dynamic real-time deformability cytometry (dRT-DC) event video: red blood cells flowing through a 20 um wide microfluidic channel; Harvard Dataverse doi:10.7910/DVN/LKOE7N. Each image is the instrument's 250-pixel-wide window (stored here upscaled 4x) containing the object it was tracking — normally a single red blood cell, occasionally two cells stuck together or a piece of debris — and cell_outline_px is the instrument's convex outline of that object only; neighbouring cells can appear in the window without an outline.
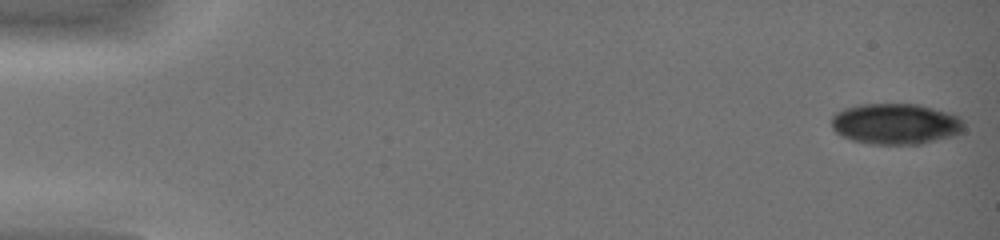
{"species": "common noctule bat (a hibernating species)", "species_latin": "Nyctalus noctula", "temperature_condition": "warm", "stored_images_in_passage": 44, "segment_of_instrument_passage": [1, 2], "camera_frame_rate_fps": 3000, "um_per_image_px": 0.085, "animal": {"sex": "female", "body_mass_g": 19.0, "forearm_length_mm": 51.5}, "frame": {"image": 1, "passage_image": 1, "time_ms": 0.0, "image_size_px": [1000, 240], "cell_outline_px": [[964, 128], [956, 136], [920, 144], [872, 144], [852, 140], [840, 136], [832, 128], [832, 116], [836, 112], [844, 108], [860, 104], [920, 104], [948, 112], [960, 116], [964, 120]], "centroid_in_image_um": [76.15, 10.53], "position_along_channel_um": 8.8, "area_um2": 31.96}}
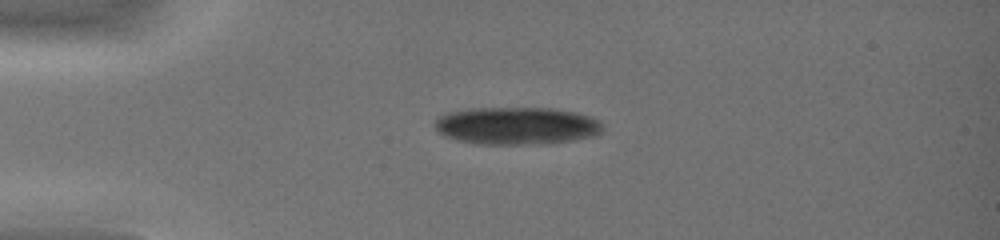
{"frame": {"image": 2, "passage_image": 12, "time_ms": 3.667, "image_size_px": [1000, 240], "cell_outline_px": [[604, 132], [596, 136], [576, 140], [548, 144], [476, 144], [456, 140], [444, 136], [432, 124], [444, 112], [472, 108], [552, 108], [592, 116], [600, 120], [604, 124]], "centroid_in_image_um": [43.96, 10.7], "position_along_channel_um": 41.0, "area_um2": 37.45}}